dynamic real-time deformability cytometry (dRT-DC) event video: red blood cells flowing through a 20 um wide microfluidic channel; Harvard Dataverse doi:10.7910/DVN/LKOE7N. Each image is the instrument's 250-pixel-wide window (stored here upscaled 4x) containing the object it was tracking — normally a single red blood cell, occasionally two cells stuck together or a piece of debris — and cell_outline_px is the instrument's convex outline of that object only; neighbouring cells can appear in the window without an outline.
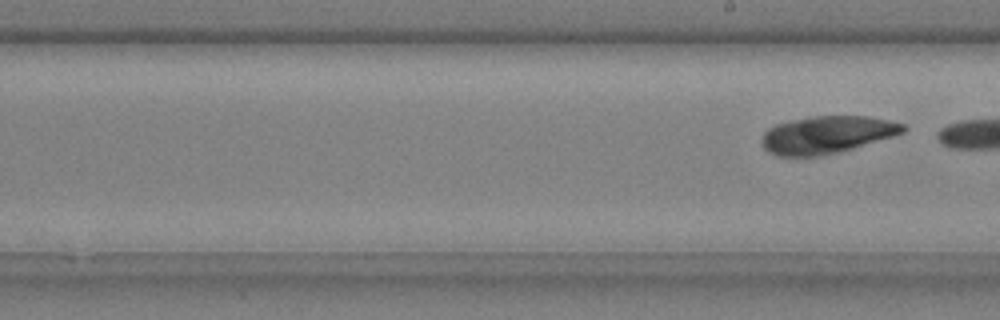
{"species": "common noctule bat (a hibernating species)", "species_latin": "Nyctalus noctula", "temperature_condition": "cold", "stored_images_in_passage": 8, "camera_frame_rate_fps": 3000, "um_per_image_px": 0.085, "animal": {"sex": "male", "body_mass_g": 20.4}, "frame": {"image": 1, "passage_image": 8, "time_ms": 2.333, "image_size_px": [1000, 320], "cell_outline_px": [[908, 128], [904, 132], [892, 136], [852, 148], [820, 156], [776, 156], [768, 152], [764, 148], [764, 132], [768, 128], [776, 124], [812, 116], [868, 116], [888, 120], [904, 124]], "centroid_in_image_um": [70.29, 11.45], "position_along_channel_um": 218.7, "area_um2": 30.4}}